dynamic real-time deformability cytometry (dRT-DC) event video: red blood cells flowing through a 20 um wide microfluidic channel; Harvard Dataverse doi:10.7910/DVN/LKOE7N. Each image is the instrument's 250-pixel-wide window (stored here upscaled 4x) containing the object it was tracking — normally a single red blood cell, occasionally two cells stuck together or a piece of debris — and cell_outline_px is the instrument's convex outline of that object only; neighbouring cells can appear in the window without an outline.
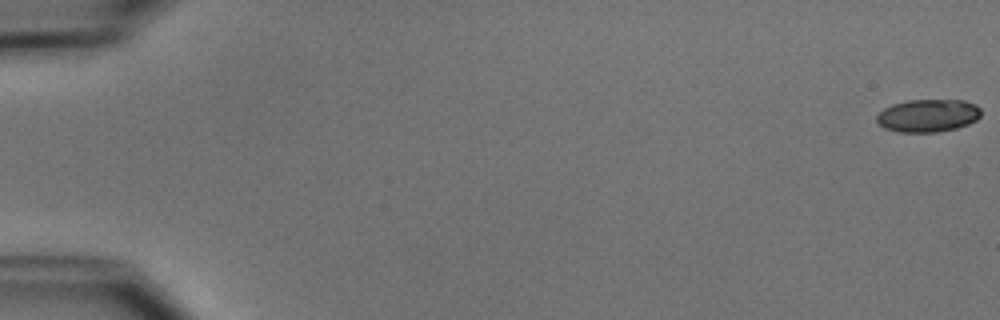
{"species": "common noctule bat (a hibernating species)", "species_latin": "Nyctalus noctula", "temperature_condition": "cold", "stored_images_in_passage": 52, "camera_frame_rate_fps": 3000, "um_per_image_px": 0.085, "animal": {"sex": "male", "body_mass_g": 15.6}, "frame": {"image": 1, "passage_image": 1, "time_ms": 0.0, "image_size_px": [1000, 320], "cell_outline_px": [[980, 116], [976, 120], [968, 124], [956, 128], [936, 132], [900, 132], [884, 128], [876, 120], [876, 116], [884, 108], [892, 104], [908, 100], [964, 100], [976, 104], [980, 108]], "centroid_in_image_um": [78.88, 9.82], "position_along_channel_um": 6.1, "area_um2": 19.94}}
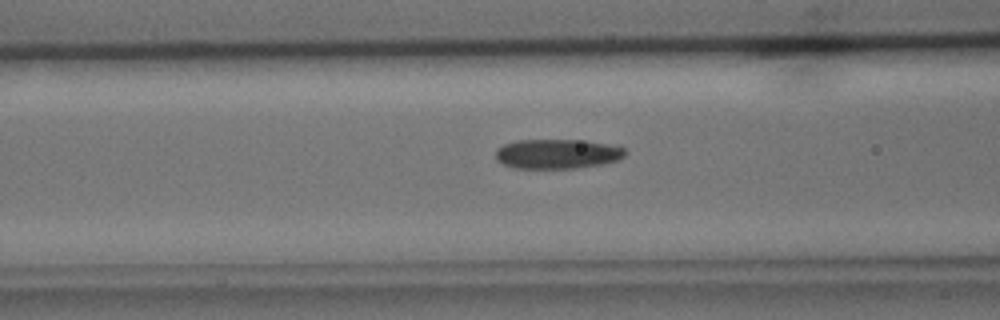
{"frame": {"image": 2, "passage_image": 22, "time_ms": 7.0, "image_size_px": [1000, 320], "cell_outline_px": [[624, 156], [616, 160], [604, 164], [576, 168], [512, 168], [496, 160], [496, 148], [504, 144], [516, 140], [576, 140], [604, 144], [624, 148]], "centroid_in_image_um": [47.29, 13.09], "position_along_channel_um": 119.3, "area_um2": 22.14}}
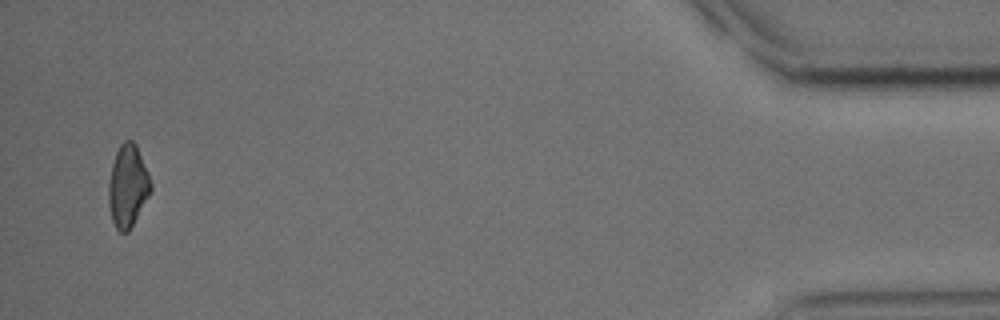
{"frame": {"image": 3, "passage_image": 51, "time_ms": 16.667, "image_size_px": [1000, 320], "cell_outline_px": [[152, 188], [148, 196], [128, 232], [120, 232], [116, 228], [112, 220], [108, 204], [108, 184], [112, 164], [116, 152], [120, 144], [124, 140], [132, 140], [136, 144], [148, 172], [152, 184]], "centroid_in_image_um": [10.85, 15.79], "position_along_channel_um": 424.4, "area_um2": 20.11}, "authors_computed_cell_mechanics": {"area_um2": 22.0218, "velocity_mm_per_s": 3.9314, "shape_relaxation_time_tau1_ms": 1.3789, "shape_relaxation_time_tau2_ms": null, "deformation_change_tau1": 0.0848, "deformation_change_tau2": null}}